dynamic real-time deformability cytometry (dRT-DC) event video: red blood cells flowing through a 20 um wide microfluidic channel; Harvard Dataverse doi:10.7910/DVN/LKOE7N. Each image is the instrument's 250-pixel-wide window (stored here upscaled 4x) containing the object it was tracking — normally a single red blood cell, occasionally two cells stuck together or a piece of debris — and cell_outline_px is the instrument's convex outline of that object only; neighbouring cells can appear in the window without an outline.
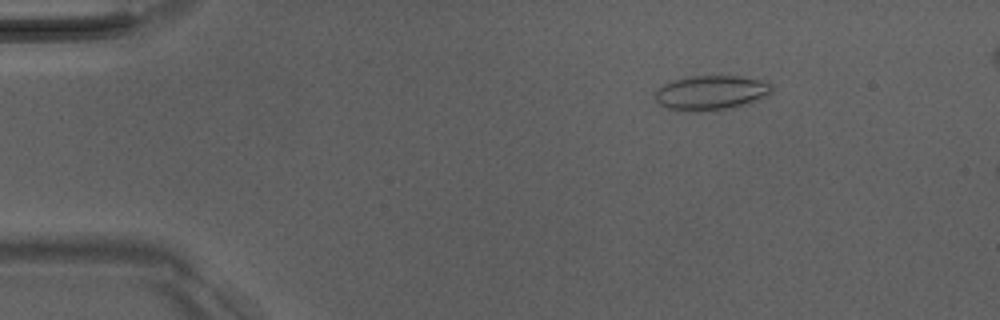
{"species": "Egyptian fruit bat (a non-hibernating species)", "species_latin": "Rousettus aegyptiacus", "temperature_condition": "room temperature", "stored_images_in_passage": 8, "camera_frame_rate_fps": 3000, "um_per_image_px": 0.085, "animal": {"sex": "male"}, "frame": {"image": 1, "passage_image": 2, "time_ms": 0.333, "image_size_px": [1000, 320], "cell_outline_px": [[772, 92], [768, 96], [732, 108], [712, 112], [680, 112], [668, 108], [660, 104], [656, 100], [656, 92], [664, 84], [672, 80], [688, 76], [736, 76], [760, 80], [772, 84]], "centroid_in_image_um": [60.43, 7.91], "position_along_channel_um": 24.6, "area_um2": 23.81}}